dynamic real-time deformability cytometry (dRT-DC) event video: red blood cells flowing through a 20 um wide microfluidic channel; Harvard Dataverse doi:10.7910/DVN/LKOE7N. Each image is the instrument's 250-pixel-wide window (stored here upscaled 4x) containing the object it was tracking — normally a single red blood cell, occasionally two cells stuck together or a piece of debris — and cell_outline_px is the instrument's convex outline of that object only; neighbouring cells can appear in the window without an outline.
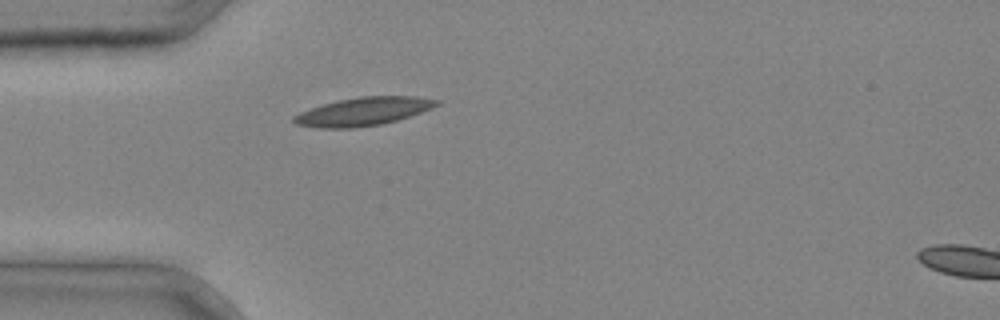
{"species": "common noctule bat (a hibernating species)", "species_latin": "Nyctalus noctula", "temperature_condition": "cold", "stored_images_in_passage": 3, "camera_frame_rate_fps": 3000, "um_per_image_px": 0.085, "animal": {"sex": "male", "body_mass_g": 20.4}, "frame": {"image": 1, "passage_image": 3, "time_ms": 0.667, "image_size_px": [1000, 320], "cell_outline_px": [[440, 104], [432, 108], [396, 120], [380, 124], [352, 128], [320, 128], [296, 124], [292, 120], [292, 116], [300, 112], [324, 104], [340, 100], [360, 96], [416, 96], [440, 100]], "centroid_in_image_um": [30.88, 9.47], "position_along_channel_um": 54.1, "area_um2": 23.24}}